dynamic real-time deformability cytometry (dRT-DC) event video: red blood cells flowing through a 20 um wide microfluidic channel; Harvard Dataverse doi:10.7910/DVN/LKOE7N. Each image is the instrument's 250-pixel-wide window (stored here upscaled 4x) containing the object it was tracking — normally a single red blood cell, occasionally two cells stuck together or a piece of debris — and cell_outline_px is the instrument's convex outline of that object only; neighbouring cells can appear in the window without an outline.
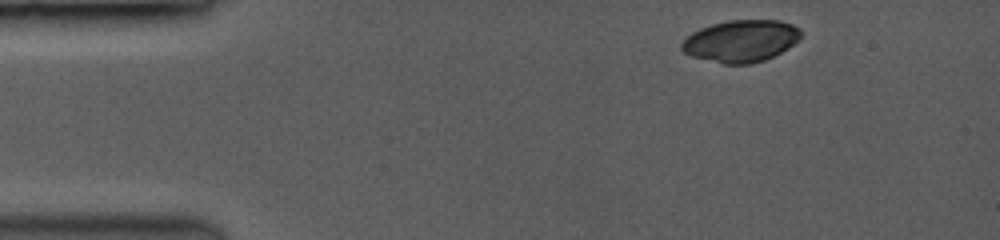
{"species": "common noctule bat (a hibernating species)", "species_latin": "Nyctalus noctula", "temperature_condition": "room temperature", "stored_images_in_passage": 4, "camera_frame_rate_fps": 3500, "um_per_image_px": 0.085, "animal": {"sex": "female", "body_mass_g": 19.0, "forearm_length_mm": 53.3}, "frame": {"image": 1, "passage_image": 1, "time_ms": 0.0, "image_size_px": [1000, 240], "cell_outline_px": [[800, 36], [792, 44], [780, 52], [764, 60], [748, 64], [724, 64], [692, 56], [684, 52], [680, 48], [680, 44], [692, 32], [700, 28], [712, 24], [728, 20], [776, 20], [792, 24], [800, 32]], "centroid_in_image_um": [62.92, 3.48], "position_along_channel_um": 22.1, "area_um2": 28.73}}
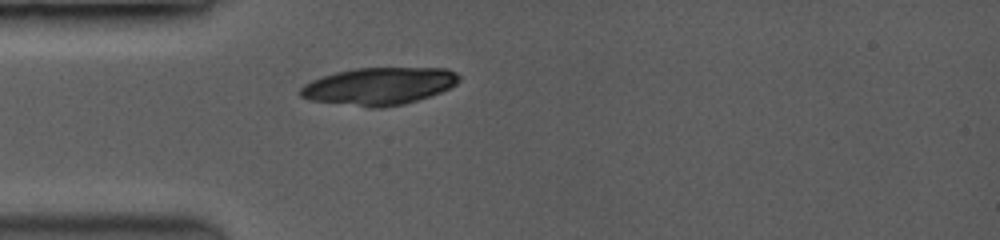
{"frame": {"image": 2, "passage_image": 4, "time_ms": 2.571, "image_size_px": [1000, 240], "cell_outline_px": [[460, 80], [456, 84], [440, 92], [416, 100], [400, 104], [380, 108], [372, 108], [312, 100], [300, 96], [300, 88], [304, 84], [312, 80], [336, 72], [356, 68], [444, 68], [456, 72], [460, 76]], "centroid_in_image_um": [32.22, 7.31], "position_along_channel_um": 52.8, "area_um2": 34.16}}